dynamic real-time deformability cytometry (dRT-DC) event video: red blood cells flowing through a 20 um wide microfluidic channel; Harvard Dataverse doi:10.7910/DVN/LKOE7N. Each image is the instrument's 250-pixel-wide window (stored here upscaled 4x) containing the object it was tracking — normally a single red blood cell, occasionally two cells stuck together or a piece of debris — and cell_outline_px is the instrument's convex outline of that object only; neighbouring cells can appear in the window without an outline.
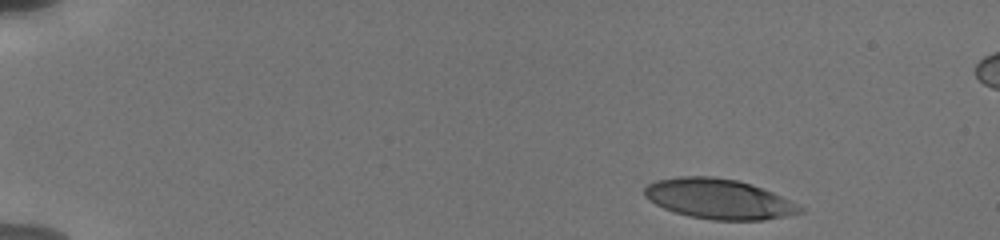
{"species": "human", "species_latin": "Homo sapiens", "temperature_condition": "cold", "stored_images_in_passage": 8, "camera_frame_rate_fps": 3000, "um_per_image_px": 0.085, "donor": {"sex": "male"}, "frame": {"image": 1, "passage_image": 1, "time_ms": 0.0, "image_size_px": [1000, 240], "cell_outline_px": [[804, 212], [764, 220], [712, 220], [688, 216], [664, 208], [648, 200], [644, 196], [644, 188], [648, 184], [656, 180], [680, 176], [712, 176], [736, 180], [752, 184], [772, 192], [804, 208]], "centroid_in_image_um": [61.07, 16.91], "position_along_channel_um": 23.9, "area_um2": 36.18}}